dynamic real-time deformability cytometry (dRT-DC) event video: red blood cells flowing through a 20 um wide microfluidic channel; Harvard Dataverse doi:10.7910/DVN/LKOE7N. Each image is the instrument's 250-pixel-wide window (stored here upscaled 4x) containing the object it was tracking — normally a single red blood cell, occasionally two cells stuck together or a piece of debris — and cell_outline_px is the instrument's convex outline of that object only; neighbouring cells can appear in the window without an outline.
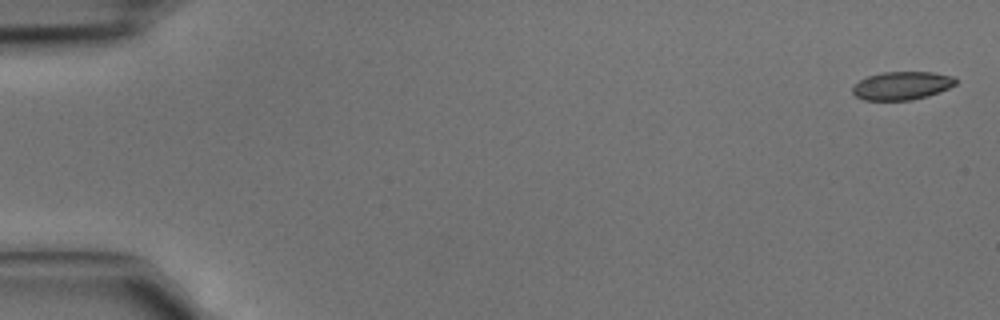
{"species": "common noctule bat (a hibernating species)", "species_latin": "Nyctalus noctula", "temperature_condition": "cold", "stored_images_in_passage": 5, "camera_frame_rate_fps": 3000, "um_per_image_px": 0.085, "animal": {"sex": "male", "body_mass_g": 15.6}, "frame": {"image": 1, "passage_image": 1, "time_ms": 0.0, "image_size_px": [1000, 320], "cell_outline_px": [[956, 84], [940, 92], [928, 96], [912, 100], [864, 100], [856, 96], [852, 92], [852, 84], [868, 76], [884, 72], [932, 72], [956, 76]], "centroid_in_image_um": [76.67, 7.28], "position_along_channel_um": 8.3, "area_um2": 17.11}}
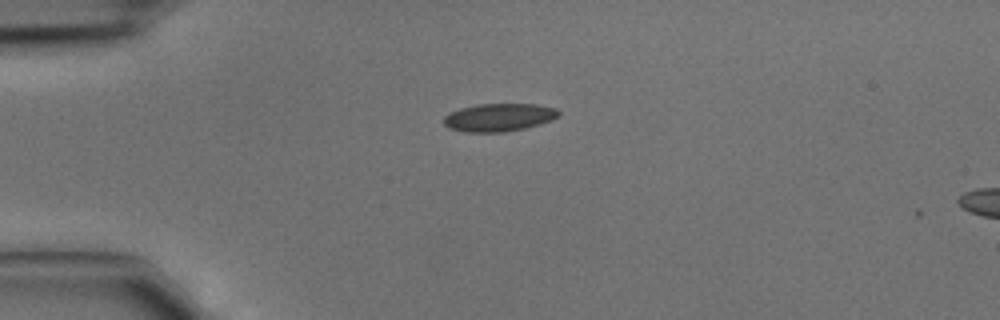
{"frame": {"image": 2, "passage_image": 4, "time_ms": 1.0, "image_size_px": [1000, 320], "cell_outline_px": [[560, 112], [552, 120], [540, 124], [524, 128], [504, 132], [464, 132], [448, 128], [444, 124], [444, 116], [448, 112], [460, 108], [476, 104], [536, 104], [556, 108]], "centroid_in_image_um": [42.37, 9.97], "position_along_channel_um": 42.6, "area_um2": 18.79}}
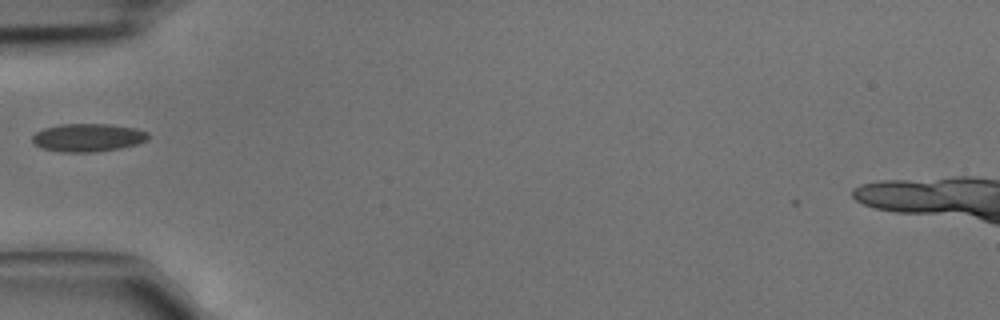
{"frame": {"image": 3, "passage_image": 5, "time_ms": 1.333, "image_size_px": [1000, 320], "cell_outline_px": [[148, 140], [136, 144], [120, 148], [92, 152], [60, 152], [40, 148], [32, 140], [32, 136], [36, 132], [44, 128], [60, 124], [108, 124], [136, 128], [148, 132]], "centroid_in_image_um": [7.46, 11.69], "position_along_channel_um": 77.5, "area_um2": 18.96}}